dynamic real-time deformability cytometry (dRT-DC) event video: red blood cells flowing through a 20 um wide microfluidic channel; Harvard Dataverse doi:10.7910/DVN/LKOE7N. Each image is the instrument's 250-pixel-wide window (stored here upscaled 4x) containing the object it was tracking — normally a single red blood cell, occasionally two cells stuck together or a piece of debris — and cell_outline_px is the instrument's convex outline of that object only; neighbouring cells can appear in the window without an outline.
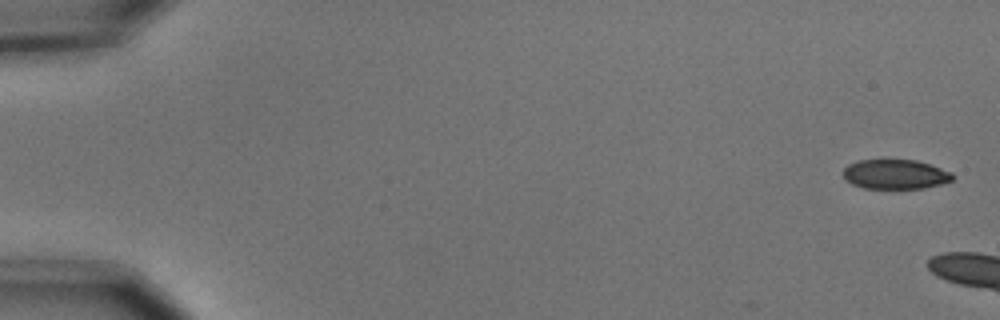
{"species": "common noctule bat (a hibernating species)", "species_latin": "Nyctalus noctula", "temperature_condition": "cold", "stored_images_in_passage": 4, "camera_frame_rate_fps": 3000, "um_per_image_px": 0.085, "animal": {"sex": "male", "body_mass_g": 15.6}, "frame": {"image": 1, "passage_image": 1, "time_ms": 0.0, "image_size_px": [1000, 320], "cell_outline_px": [[956, 176], [952, 180], [940, 184], [924, 188], [864, 188], [852, 184], [844, 180], [844, 168], [848, 164], [856, 160], [916, 160], [952, 172]], "centroid_in_image_um": [76.09, 14.81], "position_along_channel_um": 8.9, "area_um2": 18.84}}